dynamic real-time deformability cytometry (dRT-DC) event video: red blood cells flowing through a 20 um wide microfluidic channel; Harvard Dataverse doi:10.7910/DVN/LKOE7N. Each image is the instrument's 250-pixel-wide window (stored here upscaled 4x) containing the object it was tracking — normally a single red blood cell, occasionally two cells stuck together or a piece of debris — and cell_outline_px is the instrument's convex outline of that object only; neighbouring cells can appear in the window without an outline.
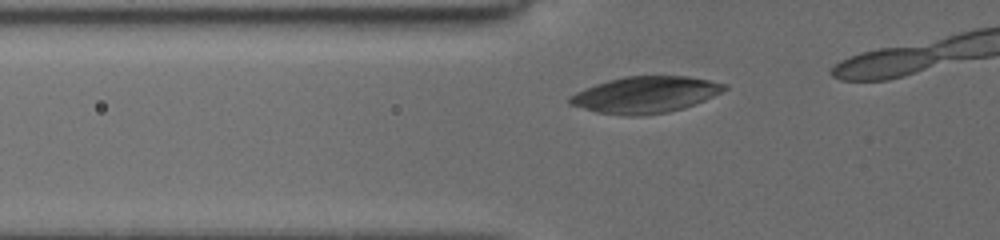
{"species": "common noctule bat (a hibernating species)", "species_latin": "Nyctalus noctula", "temperature_condition": "cold", "stored_images_in_passage": 11, "camera_frame_rate_fps": 3000, "um_per_image_px": 0.085, "animal": {"sex": "female", "body_mass_g": 19.5, "forearm_length_mm": 54.1}, "frame": {"image": 1, "passage_image": 2, "time_ms": 0.333, "image_size_px": [1000, 240], "cell_outline_px": [[728, 88], [704, 100], [684, 108], [668, 112], [640, 116], [624, 116], [596, 112], [568, 104], [568, 96], [584, 88], [608, 80], [624, 76], [688, 76], [728, 84]], "centroid_in_image_um": [54.82, 8.05], "position_along_channel_um": 71.0, "area_um2": 32.95}}
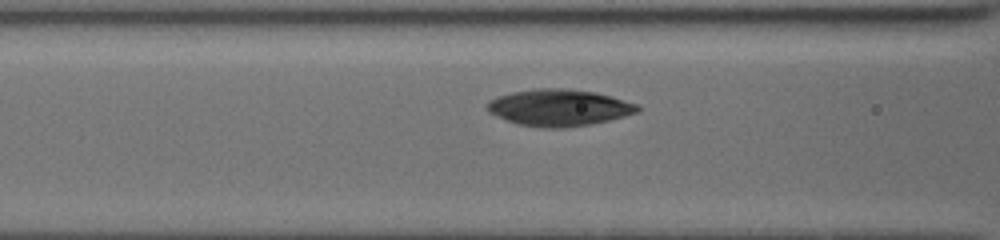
{"frame": {"image": 2, "passage_image": 8, "time_ms": 1.667, "image_size_px": [1000, 240], "cell_outline_px": [[640, 112], [608, 120], [588, 124], [564, 128], [544, 128], [516, 124], [496, 116], [488, 112], [484, 108], [484, 104], [488, 100], [496, 96], [512, 92], [536, 88], [564, 88], [596, 92], [612, 96], [640, 104]], "centroid_in_image_um": [47.48, 9.14], "position_along_channel_um": 119.1, "area_um2": 32.6}}